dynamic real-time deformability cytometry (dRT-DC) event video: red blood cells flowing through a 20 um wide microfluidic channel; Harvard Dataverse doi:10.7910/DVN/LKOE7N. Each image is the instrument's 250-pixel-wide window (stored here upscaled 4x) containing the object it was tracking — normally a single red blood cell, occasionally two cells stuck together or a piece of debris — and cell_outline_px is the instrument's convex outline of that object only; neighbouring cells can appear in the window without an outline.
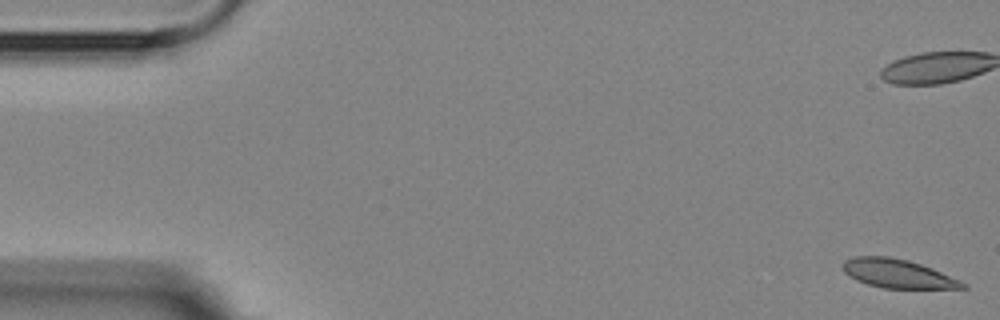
{"species": "Egyptian fruit bat (a non-hibernating species)", "species_latin": "Rousettus aegyptiacus", "temperature_condition": "room temperature", "stored_images_in_passage": 10, "camera_frame_rate_fps": 3000, "um_per_image_px": 0.085, "animal": {"sex": "female"}, "frame": {"image": 1, "passage_image": 1, "time_ms": 0.0, "image_size_px": [1000, 320], "cell_outline_px": [[968, 288], [884, 288], [868, 284], [856, 280], [844, 272], [840, 268], [844, 260], [852, 256], [888, 256], [908, 260], [932, 268], [960, 280], [968, 284]], "centroid_in_image_um": [76.28, 23.25], "position_along_channel_um": 8.7, "area_um2": 20.11}}
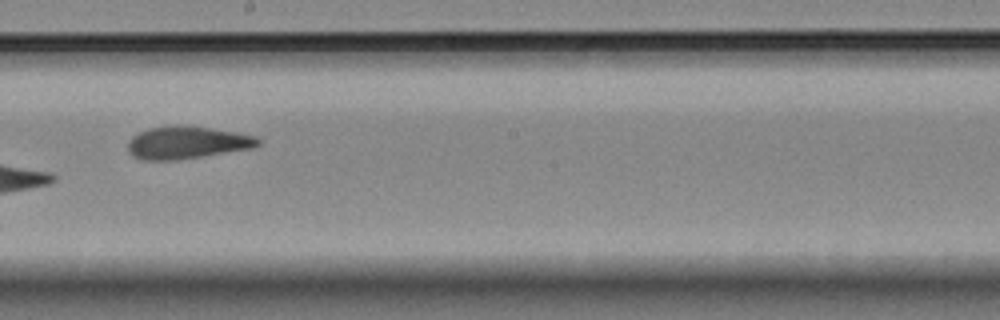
{"frame": {"image": 2, "passage_image": 10, "time_ms": 10.333, "image_size_px": [1000, 320], "cell_outline_px": [[260, 144], [252, 148], [176, 160], [140, 160], [132, 156], [128, 152], [128, 140], [136, 132], [148, 128], [176, 124], [184, 124], [240, 132], [256, 136], [260, 140]], "centroid_in_image_um": [15.86, 12.09], "position_along_channel_um": 232.3, "area_um2": 25.14}}